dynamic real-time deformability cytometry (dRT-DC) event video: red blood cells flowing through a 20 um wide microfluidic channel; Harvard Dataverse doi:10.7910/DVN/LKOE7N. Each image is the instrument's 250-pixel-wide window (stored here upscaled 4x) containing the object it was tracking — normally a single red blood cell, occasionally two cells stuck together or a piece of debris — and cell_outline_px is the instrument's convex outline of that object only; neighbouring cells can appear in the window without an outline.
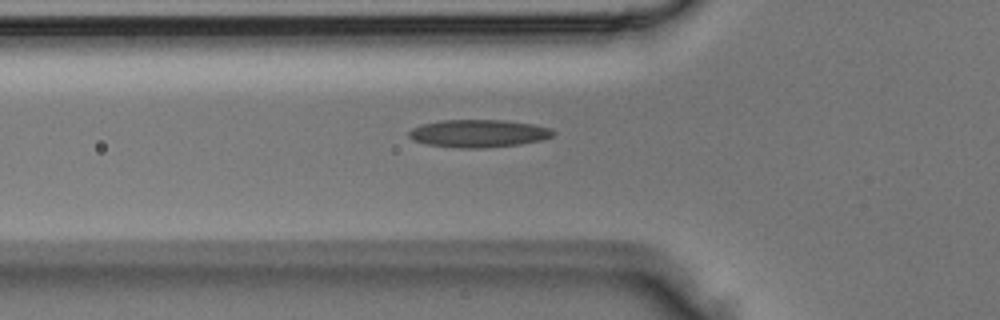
{"species": "Egyptian fruit bat (a non-hibernating species)", "species_latin": "Rousettus aegyptiacus", "temperature_condition": "room temperature", "stored_images_in_passage": 4, "camera_frame_rate_fps": 3000, "um_per_image_px": 0.085, "animal": {"sex": "male"}, "frame": {"image": 1, "passage_image": 4, "time_ms": 1.0, "image_size_px": [1000, 320], "cell_outline_px": [[556, 132], [552, 136], [544, 140], [520, 144], [476, 148], [460, 148], [428, 144], [412, 140], [408, 136], [408, 132], [412, 128], [420, 124], [440, 120], [504, 120], [532, 124], [552, 128]], "centroid_in_image_um": [40.67, 11.33], "position_along_channel_um": 85.1, "area_um2": 23.35}}